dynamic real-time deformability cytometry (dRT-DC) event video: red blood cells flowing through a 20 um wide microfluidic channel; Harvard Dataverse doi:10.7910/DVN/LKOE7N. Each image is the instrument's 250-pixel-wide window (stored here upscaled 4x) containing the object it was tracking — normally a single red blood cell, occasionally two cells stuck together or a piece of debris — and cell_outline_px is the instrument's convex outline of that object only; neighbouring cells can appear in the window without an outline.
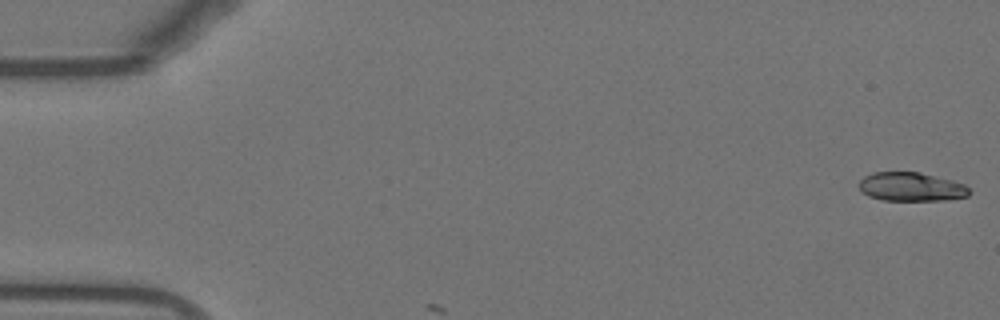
{"species": "Egyptian fruit bat (a non-hibernating species)", "species_latin": "Rousettus aegyptiacus", "temperature_condition": "warm", "stored_images_in_passage": 4, "camera_frame_rate_fps": 3000, "um_per_image_px": 0.085, "animal": {"sex": "female"}, "frame": {"image": 1, "passage_image": 1, "time_ms": 0.0, "image_size_px": [1000, 320], "cell_outline_px": [[968, 196], [944, 200], [880, 200], [868, 196], [860, 192], [860, 180], [864, 176], [872, 172], [920, 172], [952, 180], [964, 184], [968, 188]], "centroid_in_image_um": [77.41, 15.87], "position_along_channel_um": 7.6, "area_um2": 18.5}}